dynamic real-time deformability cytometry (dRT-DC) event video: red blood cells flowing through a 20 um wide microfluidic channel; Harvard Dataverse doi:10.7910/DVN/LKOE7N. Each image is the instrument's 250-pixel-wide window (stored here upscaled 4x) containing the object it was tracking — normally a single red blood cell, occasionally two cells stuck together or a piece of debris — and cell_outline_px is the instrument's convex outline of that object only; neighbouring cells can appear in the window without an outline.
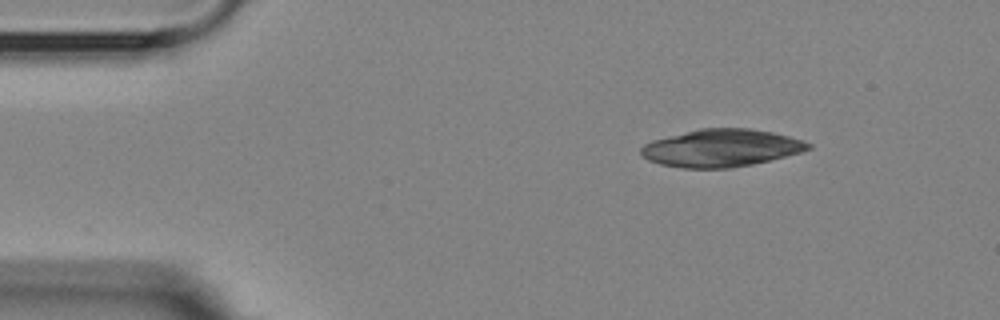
{"species": "Egyptian fruit bat (a non-hibernating species)", "species_latin": "Rousettus aegyptiacus", "temperature_condition": "room temperature", "stored_images_in_passage": 3, "camera_frame_rate_fps": 3000, "um_per_image_px": 0.085, "animal": {"sex": "female"}, "frame": {"image": 1, "passage_image": 1, "time_ms": 0.0, "image_size_px": [1000, 320], "cell_outline_px": [[812, 148], [800, 152], [752, 164], [732, 168], [680, 168], [660, 164], [648, 160], [640, 152], [640, 148], [644, 144], [652, 140], [700, 128], [748, 128], [772, 132], [788, 136], [812, 144]], "centroid_in_image_um": [61.27, 12.58], "position_along_channel_um": 23.7, "area_um2": 36.36}}